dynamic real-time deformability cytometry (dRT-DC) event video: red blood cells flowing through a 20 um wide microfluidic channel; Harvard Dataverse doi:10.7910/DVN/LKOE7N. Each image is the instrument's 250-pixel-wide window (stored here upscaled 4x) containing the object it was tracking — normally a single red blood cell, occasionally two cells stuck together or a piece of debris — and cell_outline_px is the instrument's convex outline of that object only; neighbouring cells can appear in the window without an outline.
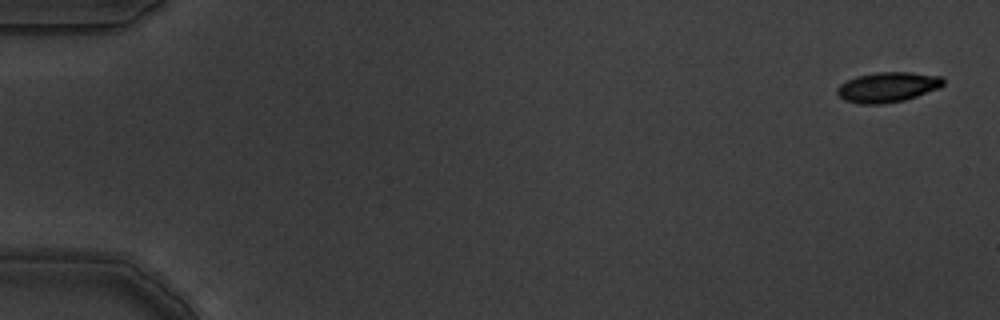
{"species": "common noctule bat (a hibernating species)", "species_latin": "Nyctalus noctula", "temperature_condition": "warm", "stored_images_in_passage": 6, "camera_frame_rate_fps": 3000, "um_per_image_px": 0.085, "animal": {"sex": "male", "body_mass_g": 19.5, "forearm_length_mm": 54.6}, "frame": {"image": 1, "passage_image": 1, "time_ms": 0.0, "image_size_px": [1000, 320], "cell_outline_px": [[944, 84], [940, 88], [904, 100], [880, 104], [856, 104], [844, 100], [836, 92], [836, 88], [840, 84], [856, 76], [876, 72], [912, 72], [940, 76], [944, 80]], "centroid_in_image_um": [75.43, 7.4], "position_along_channel_um": 9.6, "area_um2": 18.67}}
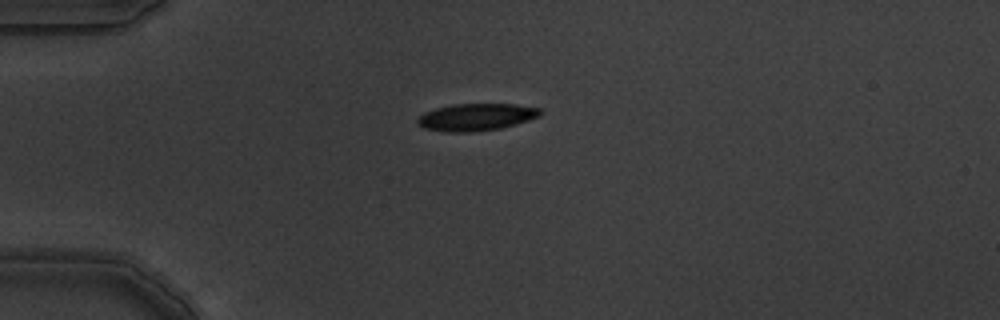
{"frame": {"image": 2, "passage_image": 5, "time_ms": 1.333, "image_size_px": [1000, 320], "cell_outline_px": [[544, 112], [540, 116], [516, 124], [500, 128], [468, 132], [444, 132], [424, 128], [416, 120], [424, 112], [436, 108], [452, 104], [516, 104], [540, 108]], "centroid_in_image_um": [40.5, 9.94], "position_along_channel_um": 44.5, "area_um2": 19.42}}